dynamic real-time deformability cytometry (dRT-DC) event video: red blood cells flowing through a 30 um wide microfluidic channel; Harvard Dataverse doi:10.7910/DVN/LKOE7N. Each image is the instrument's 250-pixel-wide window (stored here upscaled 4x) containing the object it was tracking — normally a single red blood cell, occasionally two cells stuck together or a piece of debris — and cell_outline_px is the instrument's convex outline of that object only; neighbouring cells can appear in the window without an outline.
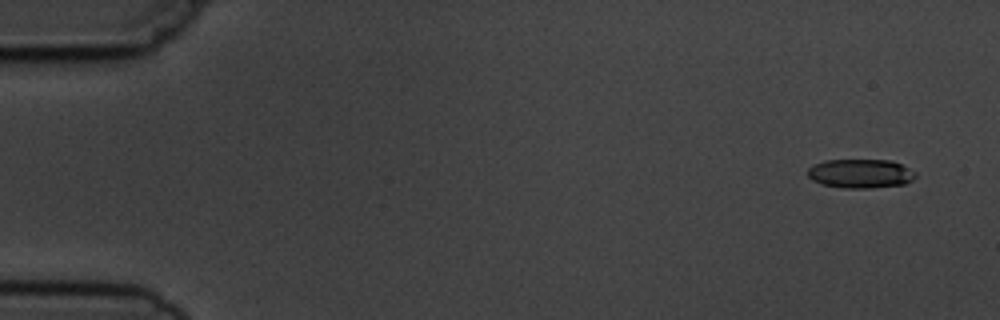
{"species": "common noctule bat (a hibernating species)", "species_latin": "Nyctalus noctula", "temperature_condition": "cold", "stored_images_in_passage": 5, "camera_frame_rate_fps": 3000, "um_per_image_px": 0.085, "animal": {"sex": "male", "body_mass_g": 19.5, "forearm_length_mm": 54.6}, "frame": {"image": 1, "passage_image": 1, "time_ms": 0.0, "image_size_px": [1000, 320], "cell_outline_px": [[916, 176], [912, 180], [904, 184], [872, 188], [844, 188], [820, 184], [812, 180], [808, 176], [808, 168], [812, 164], [824, 160], [892, 160], [916, 172]], "centroid_in_image_um": [73.11, 14.75], "position_along_channel_um": 11.9, "area_um2": 18.38}}